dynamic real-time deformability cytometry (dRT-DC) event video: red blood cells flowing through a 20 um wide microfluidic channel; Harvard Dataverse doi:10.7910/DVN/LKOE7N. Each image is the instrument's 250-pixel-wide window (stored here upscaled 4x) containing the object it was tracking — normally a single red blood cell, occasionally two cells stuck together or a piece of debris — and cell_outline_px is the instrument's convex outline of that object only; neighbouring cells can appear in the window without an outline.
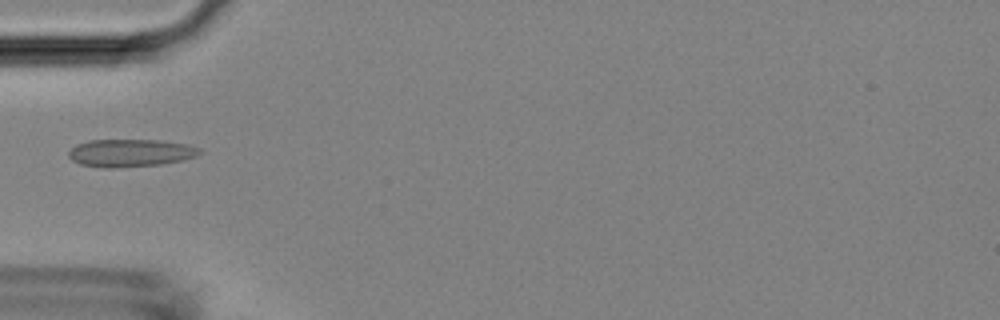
{"species": "Egyptian fruit bat (a non-hibernating species)", "species_latin": "Rousettus aegyptiacus", "temperature_condition": "room temperature", "stored_images_in_passage": 5, "camera_frame_rate_fps": 3000, "um_per_image_px": 0.085, "animal": {"sex": "female"}, "frame": {"image": 1, "passage_image": 5, "time_ms": 4.667, "image_size_px": [1000, 320], "cell_outline_px": [[204, 152], [196, 156], [184, 160], [164, 164], [116, 168], [104, 168], [80, 164], [72, 160], [68, 156], [68, 152], [76, 144], [88, 140], [160, 140], [184, 144], [200, 148]], "centroid_in_image_um": [11.09, 13.01], "position_along_channel_um": 73.9, "area_um2": 21.33}}